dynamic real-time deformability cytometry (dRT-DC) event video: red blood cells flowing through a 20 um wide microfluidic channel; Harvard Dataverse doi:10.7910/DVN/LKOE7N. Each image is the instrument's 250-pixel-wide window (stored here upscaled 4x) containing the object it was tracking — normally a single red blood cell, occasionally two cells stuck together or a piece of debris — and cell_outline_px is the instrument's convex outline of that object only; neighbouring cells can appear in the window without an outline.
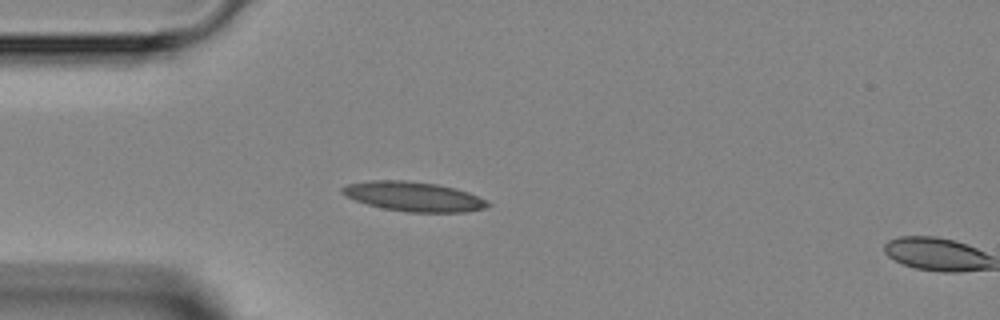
{"species": "Egyptian fruit bat (a non-hibernating species)", "species_latin": "Rousettus aegyptiacus", "temperature_condition": "room temperature", "stored_images_in_passage": 3, "segment_of_instrument_passage": [1, 2], "camera_frame_rate_fps": 3000, "um_per_image_px": 0.085, "animal": {"sex": "female"}, "frame": {"image": 1, "passage_image": 2, "time_ms": 2.0, "image_size_px": [1000, 320], "cell_outline_px": [[492, 204], [484, 208], [464, 212], [408, 212], [384, 208], [368, 204], [356, 200], [340, 192], [340, 188], [348, 184], [372, 180], [404, 180], [436, 184], [456, 188], [468, 192], [488, 200]], "centroid_in_image_um": [35.19, 16.7], "position_along_channel_um": 49.8, "area_um2": 24.91}}